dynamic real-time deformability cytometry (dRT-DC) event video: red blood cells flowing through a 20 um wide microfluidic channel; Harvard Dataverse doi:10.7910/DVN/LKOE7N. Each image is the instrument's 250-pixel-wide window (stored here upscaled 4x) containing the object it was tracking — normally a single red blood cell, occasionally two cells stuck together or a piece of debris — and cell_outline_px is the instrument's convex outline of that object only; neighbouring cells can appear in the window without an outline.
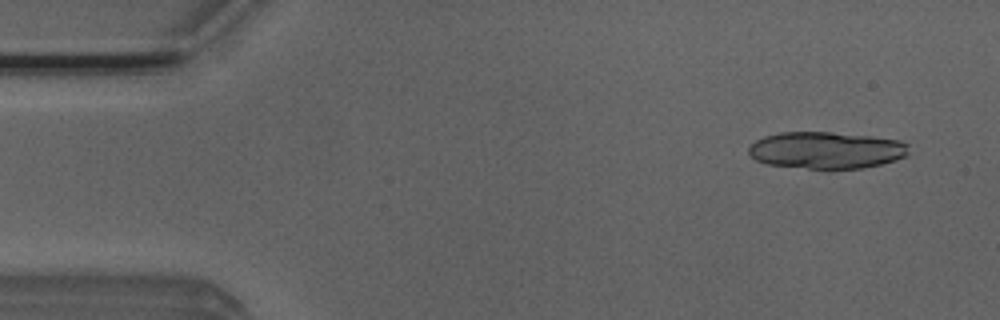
{"species": "Egyptian fruit bat (a non-hibernating species)", "species_latin": "Rousettus aegyptiacus", "temperature_condition": "room temperature", "stored_images_in_passage": 7, "camera_frame_rate_fps": 3000, "um_per_image_px": 0.085, "animal": {"sex": "male"}, "frame": {"image": 1, "passage_image": 2, "time_ms": 0.333, "image_size_px": [1000, 320], "cell_outline_px": [[908, 156], [896, 160], [864, 168], [808, 168], [768, 164], [756, 160], [748, 156], [748, 148], [756, 140], [764, 136], [780, 132], [832, 132], [868, 136], [900, 140], [908, 144]], "centroid_in_image_um": [70.23, 12.76], "position_along_channel_um": 14.8, "area_um2": 34.39}}